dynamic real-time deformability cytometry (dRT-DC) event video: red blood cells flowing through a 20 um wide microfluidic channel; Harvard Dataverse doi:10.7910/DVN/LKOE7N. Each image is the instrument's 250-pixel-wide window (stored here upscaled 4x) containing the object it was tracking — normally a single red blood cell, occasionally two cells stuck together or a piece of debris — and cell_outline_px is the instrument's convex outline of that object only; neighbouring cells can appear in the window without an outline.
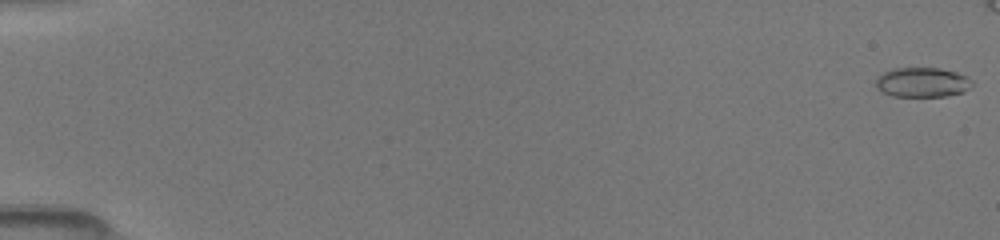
{"species": "common noctule bat (a hibernating species)", "species_latin": "Nyctalus noctula", "temperature_condition": "room temperature", "stored_images_in_passage": 14, "camera_frame_rate_fps": 3000, "um_per_image_px": 0.085, "animal": {"sex": "female", "body_mass_g": 19.5, "forearm_length_mm": 54.1}, "frame": {"image": 1, "passage_image": 1, "time_ms": 0.0, "image_size_px": [1000, 240], "cell_outline_px": [[972, 84], [964, 92], [948, 96], [892, 96], [876, 88], [876, 76], [892, 68], [940, 68], [956, 72], [968, 76], [972, 80]], "centroid_in_image_um": [78.39, 6.99], "position_along_channel_um": 6.6, "area_um2": 16.76}}
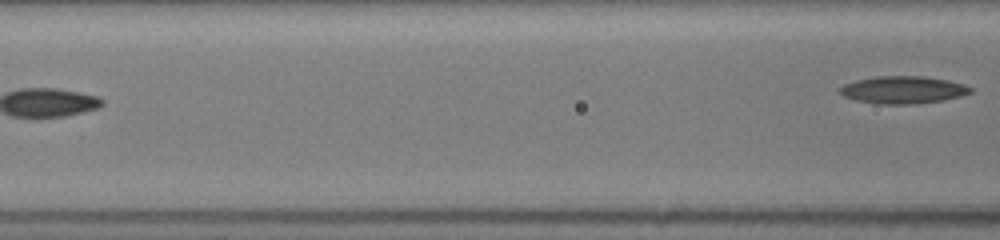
{"frame": {"image": 2, "passage_image": 14, "time_ms": 8.0, "image_size_px": [1000, 240], "cell_outline_px": [[972, 92], [960, 96], [944, 100], [916, 104], [880, 104], [856, 100], [844, 96], [840, 92], [840, 88], [844, 84], [856, 80], [876, 76], [924, 76], [948, 80], [964, 84], [972, 88]], "centroid_in_image_um": [76.78, 7.63], "position_along_channel_um": 89.8, "area_um2": 20.87}}